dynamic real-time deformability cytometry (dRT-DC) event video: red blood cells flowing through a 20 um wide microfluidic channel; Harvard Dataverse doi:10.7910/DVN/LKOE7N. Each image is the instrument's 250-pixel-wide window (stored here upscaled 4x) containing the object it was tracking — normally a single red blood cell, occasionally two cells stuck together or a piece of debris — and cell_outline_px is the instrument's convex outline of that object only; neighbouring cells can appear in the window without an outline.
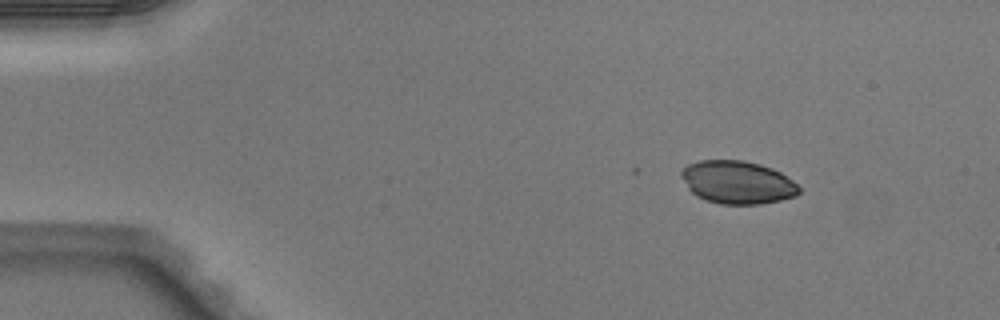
{"species": "Egyptian fruit bat (a non-hibernating species)", "species_latin": "Rousettus aegyptiacus", "temperature_condition": "warm", "stored_images_in_passage": 3, "camera_frame_rate_fps": 3000, "um_per_image_px": 0.085, "animal": {"sex": "male"}, "frame": {"image": 1, "passage_image": 1, "time_ms": 0.0, "image_size_px": [1000, 320], "cell_outline_px": [[800, 192], [796, 196], [780, 200], [760, 204], [720, 204], [696, 196], [688, 188], [680, 176], [680, 168], [688, 164], [700, 160], [744, 160], [760, 164], [772, 168], [780, 172], [792, 180], [800, 188]], "centroid_in_image_um": [62.66, 15.49], "position_along_channel_um": 22.3, "area_um2": 29.59}}